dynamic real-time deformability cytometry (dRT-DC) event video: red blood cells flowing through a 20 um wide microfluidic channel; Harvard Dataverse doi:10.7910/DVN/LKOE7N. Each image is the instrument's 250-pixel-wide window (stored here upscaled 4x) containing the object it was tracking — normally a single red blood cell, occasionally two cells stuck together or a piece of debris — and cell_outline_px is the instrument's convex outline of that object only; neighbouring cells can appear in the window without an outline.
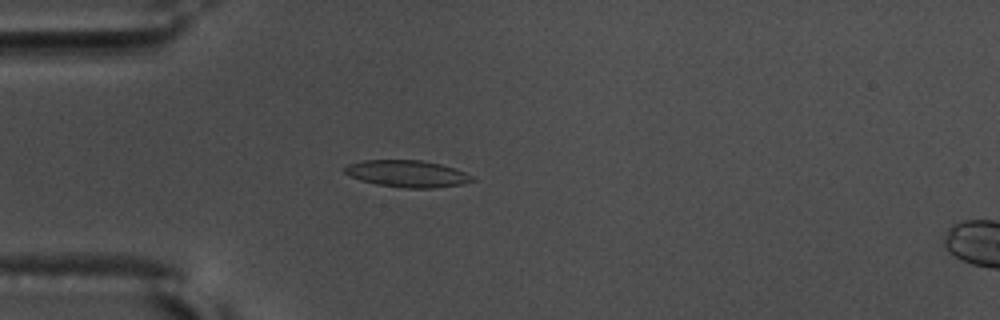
{"species": "common noctule bat (a hibernating species)", "species_latin": "Nyctalus noctula", "temperature_condition": "warm", "stored_images_in_passage": 57, "camera_frame_rate_fps": 3000, "um_per_image_px": 0.085, "animal": {"sex": "male", "body_mass_g": 17.5, "forearm_length_mm": 52.3}, "frame": {"image": 1, "passage_image": 17, "time_ms": 5.333, "image_size_px": [1000, 320], "cell_outline_px": [[476, 180], [464, 184], [432, 188], [404, 188], [376, 184], [360, 180], [344, 172], [344, 168], [348, 164], [364, 160], [420, 160], [440, 164], [456, 168], [472, 176]], "centroid_in_image_um": [34.64, 14.77], "position_along_channel_um": 50.4, "area_um2": 19.94}}
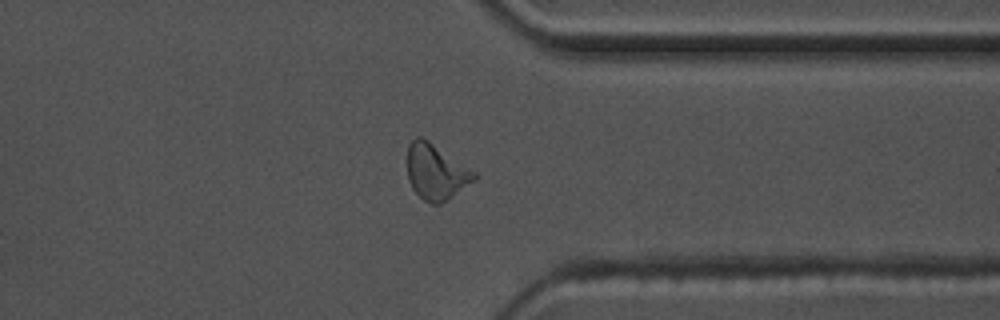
{"frame": {"image": 2, "passage_image": 45, "time_ms": 14.667, "image_size_px": [1000, 320], "cell_outline_px": [[480, 176], [476, 180], [440, 204], [432, 204], [424, 200], [412, 188], [408, 180], [408, 144], [416, 136], [420, 136], [428, 140], [476, 172]], "centroid_in_image_um": [37.07, 14.61], "position_along_channel_um": 374.3, "area_um2": 21.56}}
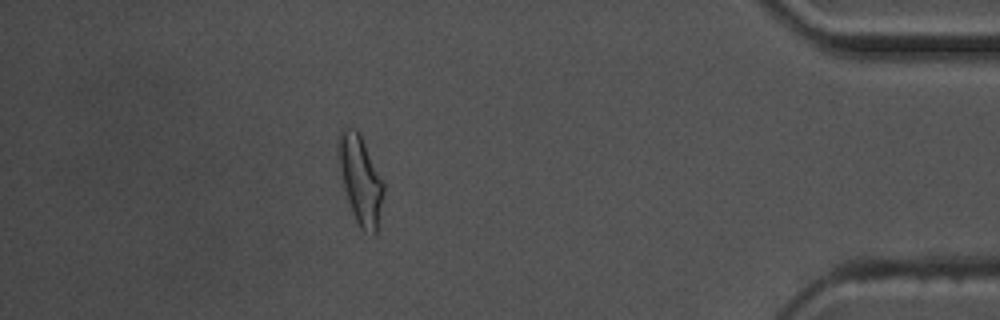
{"frame": {"image": 3, "passage_image": 51, "time_ms": 16.667, "image_size_px": [1000, 320], "cell_outline_px": [[384, 192], [376, 236], [372, 236], [364, 232], [360, 228], [352, 212], [344, 188], [336, 156], [336, 140], [340, 128], [352, 128], [360, 132], [384, 180]], "centroid_in_image_um": [30.62, 15.23], "position_along_channel_um": 404.6, "area_um2": 24.04}, "authors_computed_cell_mechanics": {"area_um2": 19.7098, "velocity_mm_per_s": 3.6334, "shape_relaxation_time_tau1_ms": 5.831, "shape_relaxation_time_tau2_ms": 1.7685, "deformation_change_tau1": 0.1874, "deformation_change_tau2": 0.0945}}